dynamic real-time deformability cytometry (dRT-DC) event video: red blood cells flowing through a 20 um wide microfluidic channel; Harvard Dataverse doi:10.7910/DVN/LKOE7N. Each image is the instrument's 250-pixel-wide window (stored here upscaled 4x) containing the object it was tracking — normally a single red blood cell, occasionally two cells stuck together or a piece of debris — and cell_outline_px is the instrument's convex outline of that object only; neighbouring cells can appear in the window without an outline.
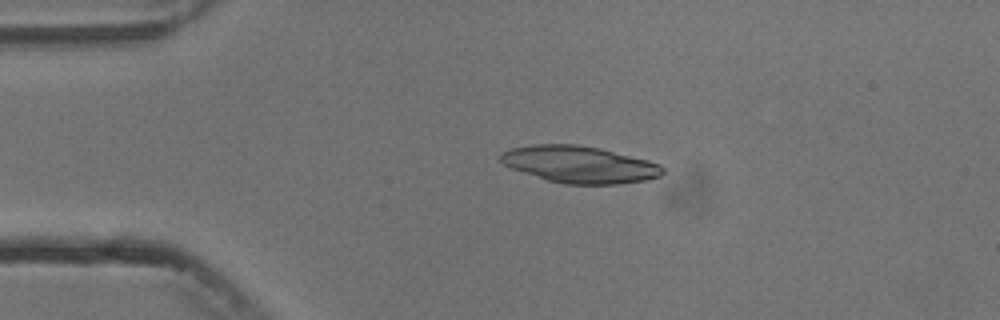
{"species": "common noctule bat (a hibernating species)", "species_latin": "Nyctalus noctula", "temperature_condition": "cold", "stored_images_in_passage": 2, "camera_frame_rate_fps": 3000, "um_per_image_px": 0.085, "animal": {"sex": "male", "body_mass_g": 13.3}, "frame": {"image": 1, "passage_image": 1, "time_ms": 0.0, "image_size_px": [1000, 320], "cell_outline_px": [[664, 172], [660, 176], [648, 180], [620, 184], [564, 184], [548, 180], [512, 168], [504, 164], [500, 160], [500, 152], [512, 148], [532, 144], [576, 144], [600, 148], [648, 160], [660, 164], [664, 168]], "centroid_in_image_um": [49.29, 13.97], "position_along_channel_um": 35.7, "area_um2": 34.85}}